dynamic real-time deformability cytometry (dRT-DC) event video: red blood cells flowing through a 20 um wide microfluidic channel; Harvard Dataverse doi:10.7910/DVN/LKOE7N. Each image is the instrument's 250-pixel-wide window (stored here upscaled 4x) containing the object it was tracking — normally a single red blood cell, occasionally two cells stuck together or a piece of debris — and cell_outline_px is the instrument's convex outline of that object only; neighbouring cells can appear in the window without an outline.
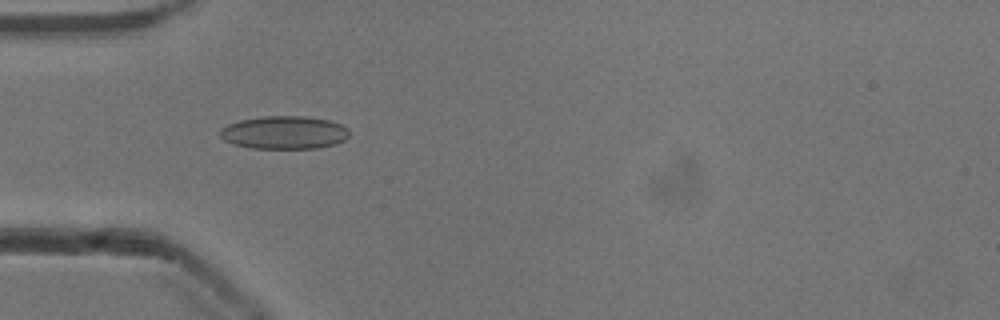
{"species": "common noctule bat (a hibernating species)", "species_latin": "Nyctalus noctula", "temperature_condition": "cold", "stored_images_in_passage": 39, "camera_frame_rate_fps": 3000, "um_per_image_px": 0.085, "animal": {"sex": "male", "body_mass_g": 13.3}, "frame": {"image": 1, "passage_image": 5, "time_ms": 1.333, "image_size_px": [1000, 320], "cell_outline_px": [[348, 136], [344, 140], [336, 144], [320, 148], [252, 148], [236, 144], [224, 140], [220, 136], [220, 128], [228, 124], [240, 120], [264, 116], [304, 116], [328, 120], [340, 124], [348, 128]], "centroid_in_image_um": [24.17, 11.26], "position_along_channel_um": 60.8, "area_um2": 24.8}}
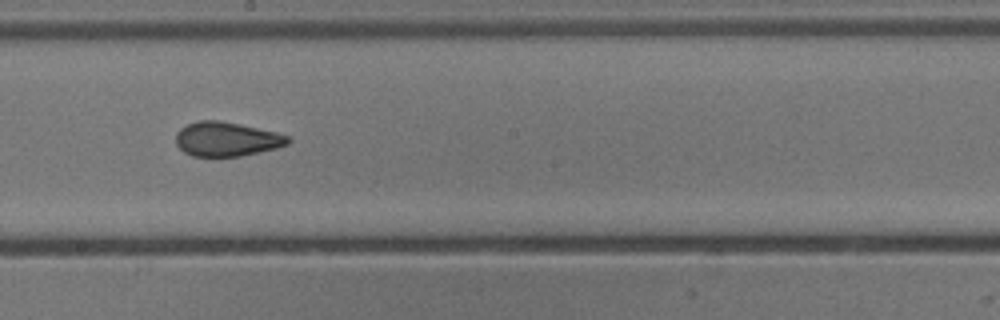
{"frame": {"image": 2, "passage_image": 18, "time_ms": 5.667, "image_size_px": [1000, 320], "cell_outline_px": [[292, 140], [288, 144], [276, 148], [240, 156], [192, 156], [184, 152], [176, 144], [176, 132], [180, 128], [188, 124], [200, 120], [220, 120], [240, 124], [276, 132], [288, 136]], "centroid_in_image_um": [19.25, 11.82], "position_along_channel_um": 228.9, "area_um2": 22.37}}
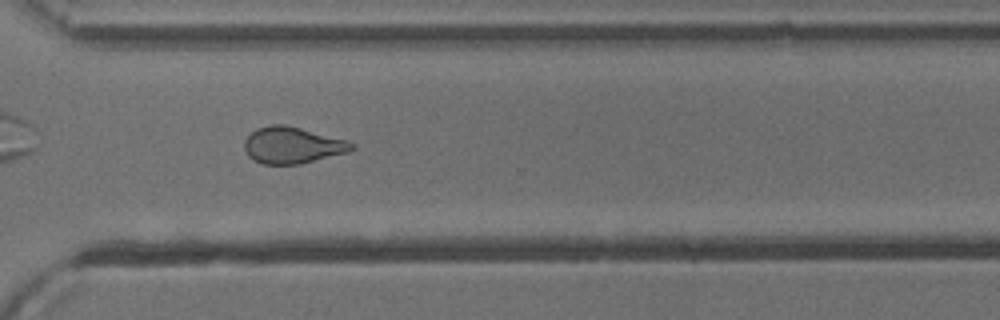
{"frame": {"image": 3, "passage_image": 27, "time_ms": 8.667, "image_size_px": [1000, 320], "cell_outline_px": [[356, 148], [348, 152], [300, 164], [264, 164], [248, 156], [244, 148], [244, 140], [256, 128], [272, 124], [284, 124], [348, 140], [356, 144]], "centroid_in_image_um": [24.87, 12.34], "position_along_channel_um": 345.7, "area_um2": 22.83}, "authors_computed_cell_mechanics": {"area_um2": 23.12, "velocity_mm_per_s": 3.9112, "shape_relaxation_time_tau1_ms": 8.9279, "shape_relaxation_time_tau2_ms": 1.3767, "deformation_change_tau1": 0.1542, "deformation_change_tau2": 0.073}}